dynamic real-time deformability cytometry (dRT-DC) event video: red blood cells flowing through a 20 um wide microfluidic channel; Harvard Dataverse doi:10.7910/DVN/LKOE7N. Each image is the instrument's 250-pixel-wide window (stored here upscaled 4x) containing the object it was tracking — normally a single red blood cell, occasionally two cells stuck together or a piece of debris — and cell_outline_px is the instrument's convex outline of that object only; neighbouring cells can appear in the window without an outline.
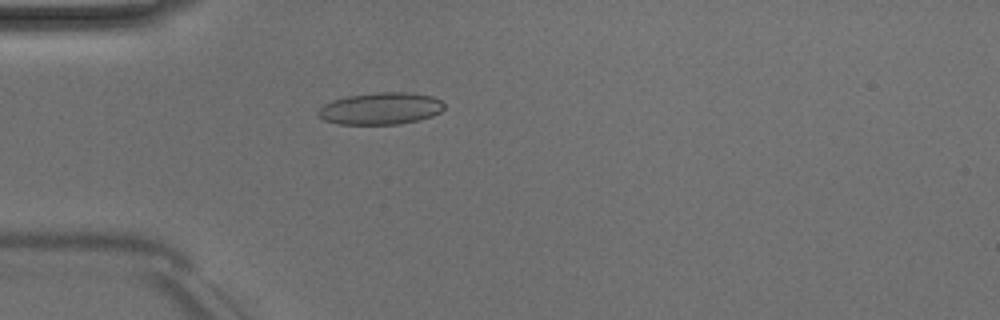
{"species": "Egyptian fruit bat (a non-hibernating species)", "species_latin": "Rousettus aegyptiacus", "temperature_condition": "room temperature", "stored_images_in_passage": 32, "camera_frame_rate_fps": 3000, "um_per_image_px": 0.085, "animal": {"sex": "male"}, "frame": {"image": 1, "passage_image": 1, "time_ms": 0.0, "image_size_px": [1000, 320], "cell_outline_px": [[444, 108], [440, 112], [432, 116], [420, 120], [400, 124], [336, 124], [324, 120], [316, 116], [316, 112], [324, 104], [332, 100], [348, 96], [376, 92], [412, 92], [432, 96], [440, 100], [444, 104]], "centroid_in_image_um": [32.34, 9.22], "position_along_channel_um": 52.7, "area_um2": 23.76}}
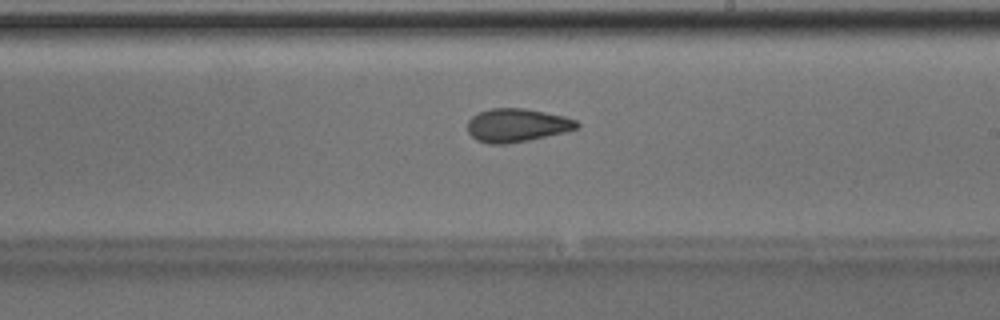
{"frame": {"image": 2, "passage_image": 16, "time_ms": 5.0, "image_size_px": [1000, 320], "cell_outline_px": [[580, 124], [576, 128], [564, 132], [528, 140], [504, 144], [488, 144], [476, 140], [468, 132], [468, 120], [472, 116], [480, 112], [492, 108], [524, 108], [564, 116], [576, 120]], "centroid_in_image_um": [43.91, 10.64], "position_along_channel_um": 245.1, "area_um2": 21.1}}
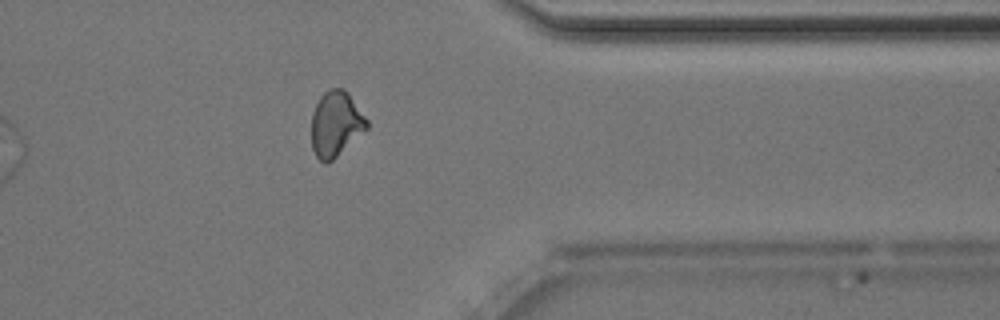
{"frame": {"image": 3, "passage_image": 27, "time_ms": 8.667, "image_size_px": [1000, 320], "cell_outline_px": [[368, 128], [328, 164], [324, 164], [316, 156], [312, 148], [312, 112], [320, 96], [328, 88], [344, 88], [348, 92], [368, 120]], "centroid_in_image_um": [28.54, 10.52], "position_along_channel_um": 382.9, "area_um2": 21.15}, "authors_computed_cell_mechanics": {"area_um2": 21.1548, "velocity_mm_per_s": 4.036, "shape_relaxation_time_tau1_ms": 6.5313, "shape_relaxation_time_tau2_ms": 2.0896, "deformation_change_tau1": 0.1543, "deformation_change_tau2": 0.0755}}